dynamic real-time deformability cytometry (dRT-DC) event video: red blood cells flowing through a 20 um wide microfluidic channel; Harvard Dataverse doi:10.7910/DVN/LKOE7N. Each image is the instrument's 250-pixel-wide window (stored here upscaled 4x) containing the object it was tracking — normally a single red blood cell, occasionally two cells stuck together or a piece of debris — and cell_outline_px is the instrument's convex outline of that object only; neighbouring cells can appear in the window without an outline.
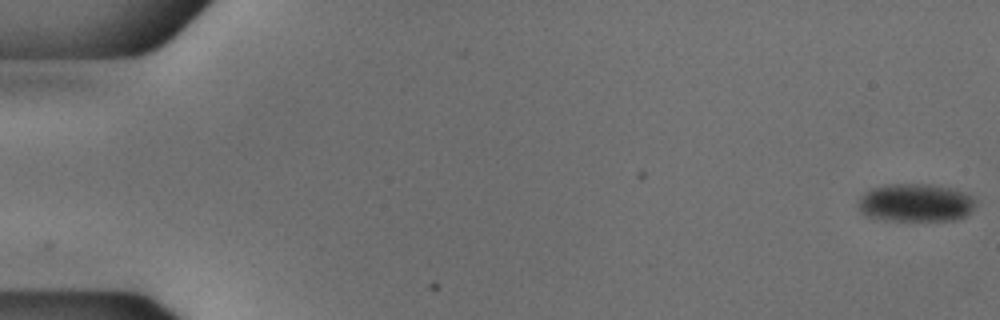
{"species": "common noctule bat (a hibernating species)", "species_latin": "Nyctalus noctula", "temperature_condition": "cold", "stored_images_in_passage": 54, "camera_frame_rate_fps": 3000, "um_per_image_px": 0.085, "animal": {"sex": "male", "body_mass_g": 18.8}, "frame": {"image": 1, "passage_image": 1, "time_ms": 0.0, "image_size_px": [1000, 320], "cell_outline_px": [[976, 208], [964, 216], [956, 220], [884, 220], [864, 216], [860, 212], [856, 204], [860, 196], [864, 192], [872, 188], [888, 184], [932, 184], [956, 188], [972, 196], [976, 200]], "centroid_in_image_um": [77.82, 17.23], "position_along_channel_um": 7.2, "area_um2": 26.59}}
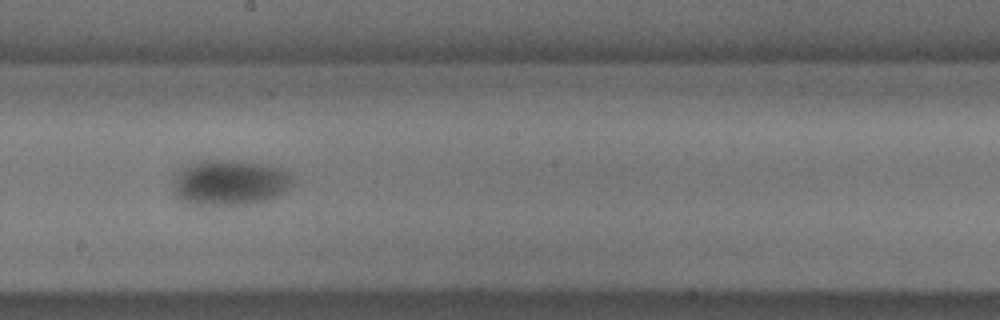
{"frame": {"image": 2, "passage_image": 31, "time_ms": 10.0, "image_size_px": [1000, 320], "cell_outline_px": [[292, 184], [280, 196], [268, 200], [252, 204], [196, 204], [180, 200], [172, 192], [172, 188], [180, 168], [200, 160], [232, 160], [272, 164], [288, 172], [292, 176]], "centroid_in_image_um": [19.57, 15.5], "position_along_channel_um": 228.6, "area_um2": 31.96}}
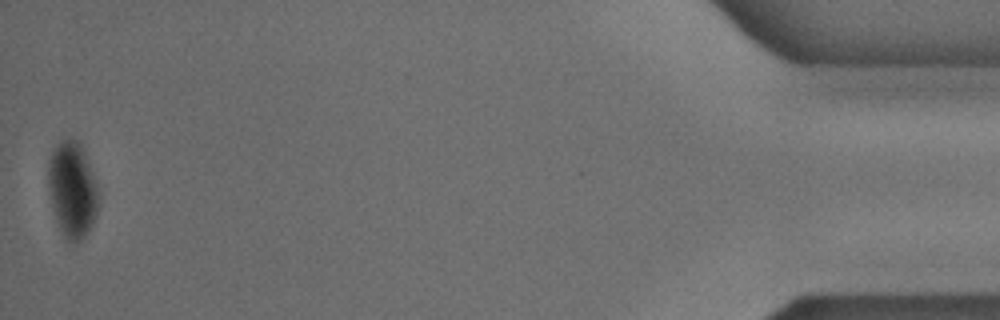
{"frame": {"image": 3, "passage_image": 54, "time_ms": 17.667, "image_size_px": [1000, 320], "cell_outline_px": [[100, 204], [96, 216], [92, 224], [84, 236], [80, 240], [72, 244], [68, 244], [64, 240], [56, 220], [52, 208], [48, 192], [48, 160], [56, 144], [60, 140], [68, 136], [72, 136], [80, 140], [96, 180], [100, 192]], "centroid_in_image_um": [6.16, 16.1], "position_along_channel_um": 429.0, "area_um2": 29.25}}